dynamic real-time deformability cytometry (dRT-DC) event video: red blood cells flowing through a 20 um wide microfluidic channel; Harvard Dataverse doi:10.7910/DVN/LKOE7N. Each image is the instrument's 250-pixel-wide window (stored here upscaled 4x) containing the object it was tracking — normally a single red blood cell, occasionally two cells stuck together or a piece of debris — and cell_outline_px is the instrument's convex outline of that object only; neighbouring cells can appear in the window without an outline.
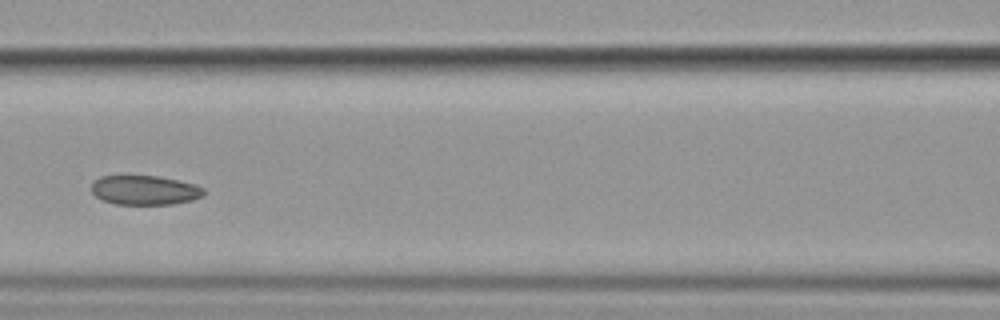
{"species": "common noctule bat (a hibernating species)", "species_latin": "Nyctalus noctula", "temperature_condition": "cold", "stored_images_in_passage": 11, "camera_frame_rate_fps": 3000, "um_per_image_px": 0.085, "animal": {"sex": "female", "body_mass_g": 19.9}, "frame": {"image": 1, "passage_image": 7, "time_ms": 7.667, "image_size_px": [1000, 320], "cell_outline_px": [[204, 196], [192, 200], [172, 204], [116, 204], [100, 200], [92, 192], [92, 180], [100, 176], [160, 176], [196, 184], [204, 188]], "centroid_in_image_um": [12.3, 16.16], "position_along_channel_um": 154.3, "area_um2": 19.42}}
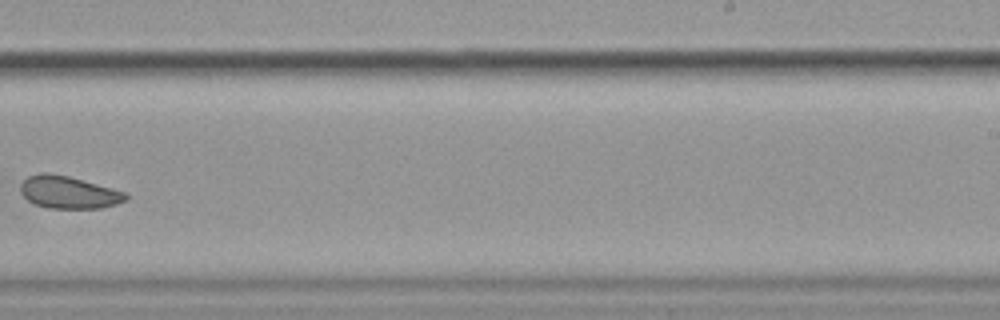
{"frame": {"image": 2, "passage_image": 10, "time_ms": 11.333, "image_size_px": [1000, 320], "cell_outline_px": [[128, 200], [116, 204], [100, 208], [48, 208], [36, 204], [28, 200], [20, 192], [20, 184], [28, 176], [40, 172], [48, 172], [68, 176], [128, 192]], "centroid_in_image_um": [5.85, 16.34], "position_along_channel_um": 283.1, "area_um2": 20.0}}
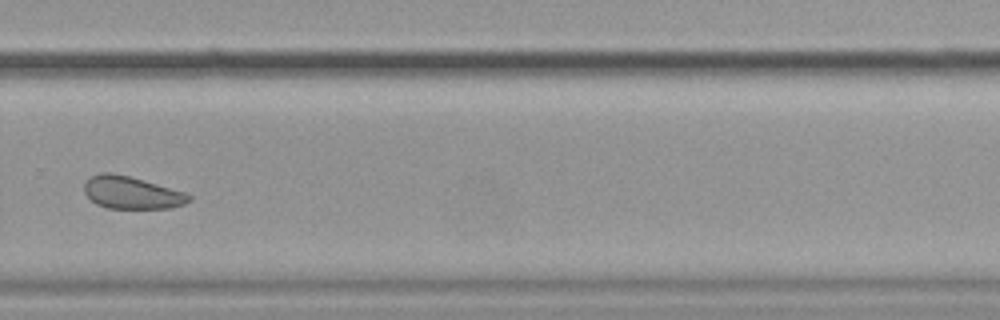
{"frame": {"image": 3, "passage_image": 11, "time_ms": 12.333, "image_size_px": [1000, 320], "cell_outline_px": [[192, 200], [184, 204], [172, 208], [108, 208], [96, 204], [84, 192], [84, 184], [92, 176], [104, 172], [108, 172], [128, 176], [184, 192], [192, 196]], "centroid_in_image_um": [11.2, 16.39], "position_along_channel_um": 318.6, "area_um2": 19.48}}